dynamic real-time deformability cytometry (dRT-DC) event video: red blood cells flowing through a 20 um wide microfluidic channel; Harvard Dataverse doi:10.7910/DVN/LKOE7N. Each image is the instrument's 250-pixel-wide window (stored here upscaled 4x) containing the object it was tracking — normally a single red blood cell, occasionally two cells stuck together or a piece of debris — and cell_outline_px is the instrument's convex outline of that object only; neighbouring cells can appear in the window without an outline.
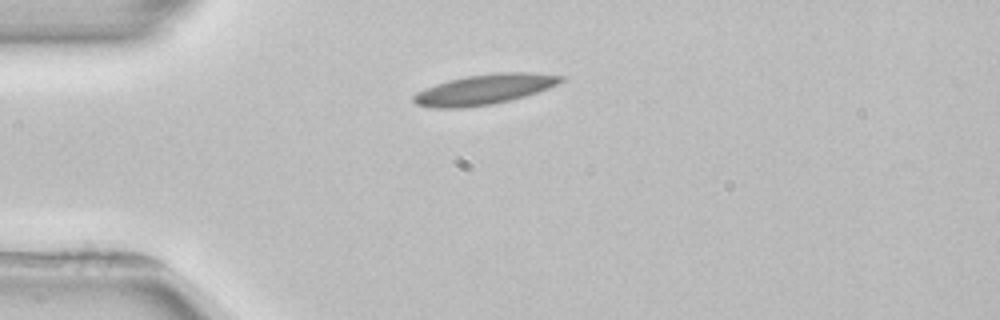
{"species": "common noctule bat (a hibernating species)", "species_latin": "Nyctalus noctula", "temperature_condition": "room temperature", "stored_images_in_passage": 2, "camera_frame_rate_fps": 3000, "um_per_image_px": 0.085, "animal": {"sex": "female", "body_mass_g": 22.7, "forearm_length_mm": 54.2}, "frame": {"image": 1, "passage_image": 1, "time_ms": 0.0, "image_size_px": [1000, 320], "cell_outline_px": [[564, 80], [548, 88], [524, 96], [492, 104], [460, 108], [432, 108], [416, 104], [412, 100], [412, 96], [416, 92], [424, 88], [448, 80], [464, 76], [496, 72], [532, 72], [564, 76]], "centroid_in_image_um": [41.12, 7.59], "position_along_channel_um": 43.9, "area_um2": 25.89}}